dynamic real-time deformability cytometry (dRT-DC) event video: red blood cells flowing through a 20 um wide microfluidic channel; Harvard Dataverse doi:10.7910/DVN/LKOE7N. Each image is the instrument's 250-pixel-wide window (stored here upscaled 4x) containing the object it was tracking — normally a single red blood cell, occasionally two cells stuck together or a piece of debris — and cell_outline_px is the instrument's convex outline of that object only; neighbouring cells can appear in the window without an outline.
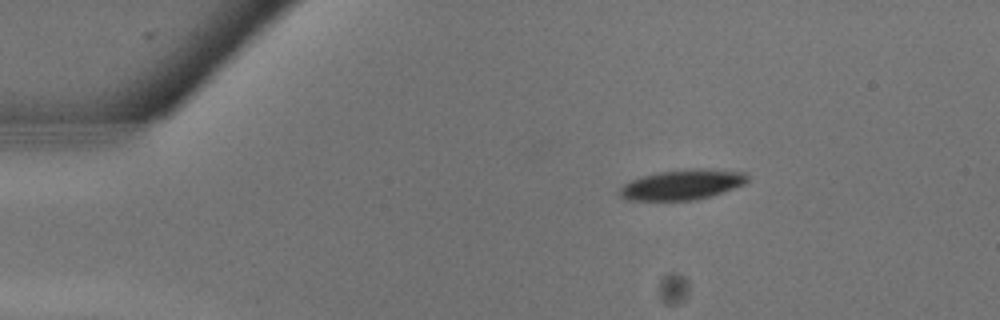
{"species": "common noctule bat (a hibernating species)", "species_latin": "Nyctalus noctula", "temperature_condition": "warm", "stored_images_in_passage": 11, "camera_frame_rate_fps": 3000, "um_per_image_px": 0.085, "animal": {"sex": "male", "body_mass_g": 13.3}, "frame": {"image": 1, "passage_image": 2, "time_ms": 0.333, "image_size_px": [1000, 320], "cell_outline_px": [[748, 180], [744, 184], [724, 192], [712, 196], [692, 200], [628, 200], [620, 196], [616, 192], [624, 184], [632, 180], [656, 172], [688, 168], [708, 168], [744, 172], [748, 176]], "centroid_in_image_um": [58.0, 15.68], "position_along_channel_um": 27.0, "area_um2": 22.66}}
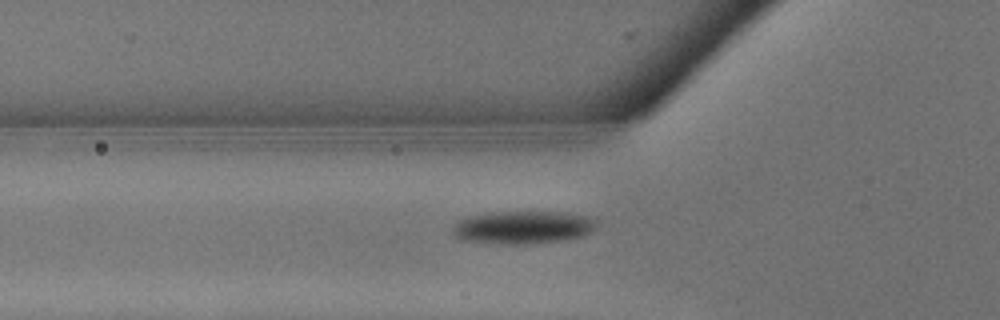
{"frame": {"image": 2, "passage_image": 7, "time_ms": 2.0, "image_size_px": [1000, 320], "cell_outline_px": [[596, 228], [592, 232], [568, 240], [528, 244], [500, 244], [460, 240], [452, 232], [452, 228], [460, 220], [472, 216], [492, 212], [568, 212], [588, 216], [596, 220]], "centroid_in_image_um": [44.49, 19.33], "position_along_channel_um": 81.3, "area_um2": 27.74}}
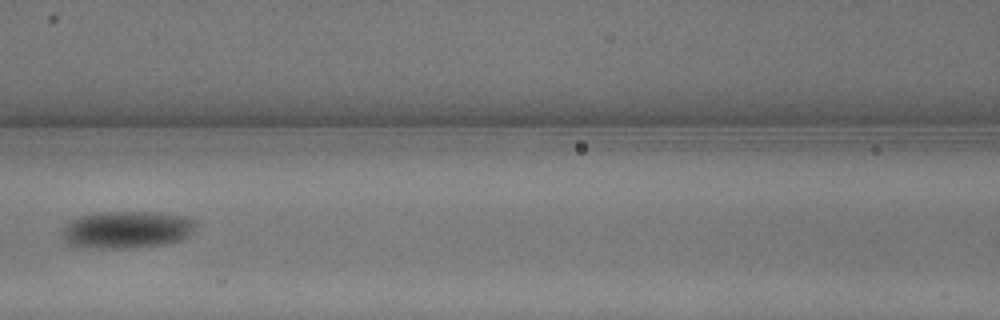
{"frame": {"image": 3, "passage_image": 10, "time_ms": 3.0, "image_size_px": [1000, 320], "cell_outline_px": [[196, 220], [192, 232], [188, 236], [180, 240], [164, 244], [124, 248], [116, 248], [68, 244], [64, 240], [64, 228], [72, 220], [80, 216], [100, 212], [160, 212], [188, 216]], "centroid_in_image_um": [10.87, 19.49], "position_along_channel_um": 155.7, "area_um2": 28.5}}